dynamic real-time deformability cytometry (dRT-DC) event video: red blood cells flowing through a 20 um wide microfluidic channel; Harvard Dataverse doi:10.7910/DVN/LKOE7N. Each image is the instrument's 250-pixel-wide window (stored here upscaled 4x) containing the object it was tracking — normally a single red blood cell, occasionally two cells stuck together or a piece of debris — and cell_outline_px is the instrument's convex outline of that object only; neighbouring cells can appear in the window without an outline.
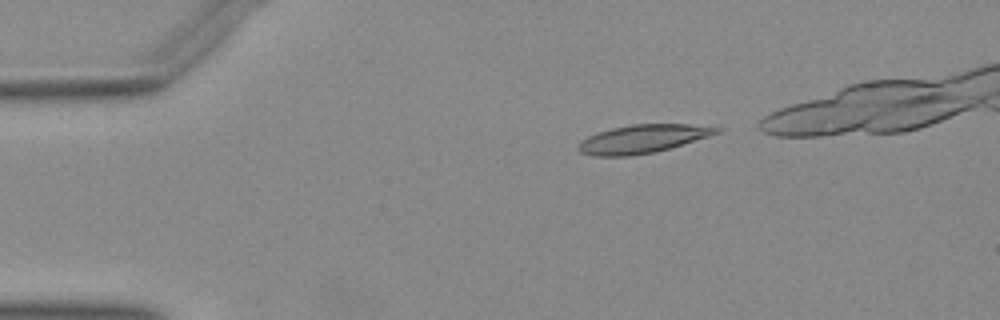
{"species": "Egyptian fruit bat (a non-hibernating species)", "species_latin": "Rousettus aegyptiacus", "temperature_condition": "warm", "stored_images_in_passage": 39, "camera_frame_rate_fps": 3000, "um_per_image_px": 0.085, "animal": {"sex": "female"}, "frame": {"image": 1, "passage_image": 3, "time_ms": 0.667, "image_size_px": [1000, 320], "cell_outline_px": [[720, 132], [708, 136], [668, 148], [652, 152], [628, 156], [592, 156], [580, 152], [576, 148], [580, 140], [588, 136], [612, 128], [632, 124], [688, 124], [720, 128]], "centroid_in_image_um": [54.54, 11.8], "position_along_channel_um": 30.5, "area_um2": 22.43}}
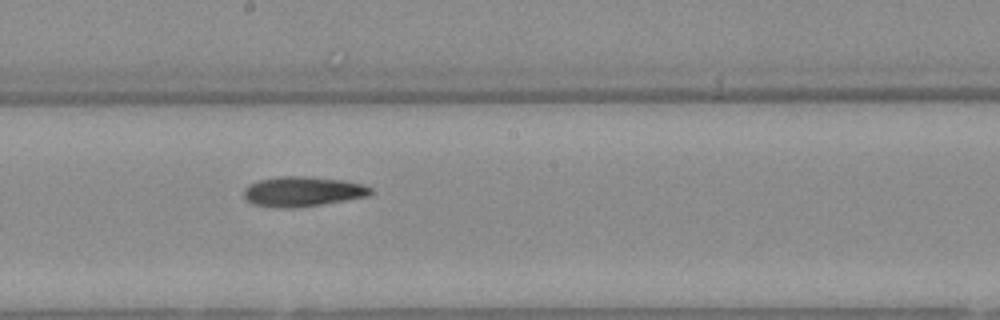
{"frame": {"image": 2, "passage_image": 22, "time_ms": 7.0, "image_size_px": [1000, 320], "cell_outline_px": [[372, 192], [368, 196], [296, 208], [276, 208], [252, 204], [244, 200], [244, 188], [248, 184], [260, 180], [280, 176], [308, 176], [344, 180], [360, 184], [372, 188]], "centroid_in_image_um": [25.66, 16.28], "position_along_channel_um": 222.5, "area_um2": 22.2}}
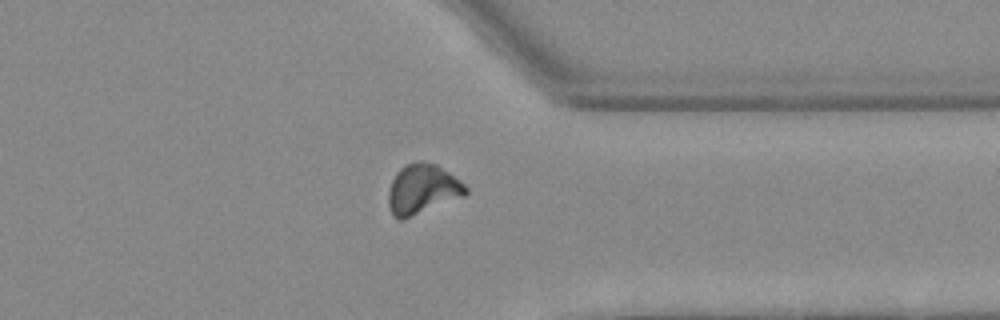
{"frame": {"image": 3, "passage_image": 34, "time_ms": 11.0, "image_size_px": [1000, 320], "cell_outline_px": [[468, 192], [464, 196], [404, 220], [400, 220], [392, 216], [388, 208], [388, 192], [392, 180], [396, 172], [404, 164], [420, 160], [424, 160], [436, 164], [460, 180], [468, 188]], "centroid_in_image_um": [35.88, 16.09], "position_along_channel_um": 375.5, "area_um2": 22.83}}